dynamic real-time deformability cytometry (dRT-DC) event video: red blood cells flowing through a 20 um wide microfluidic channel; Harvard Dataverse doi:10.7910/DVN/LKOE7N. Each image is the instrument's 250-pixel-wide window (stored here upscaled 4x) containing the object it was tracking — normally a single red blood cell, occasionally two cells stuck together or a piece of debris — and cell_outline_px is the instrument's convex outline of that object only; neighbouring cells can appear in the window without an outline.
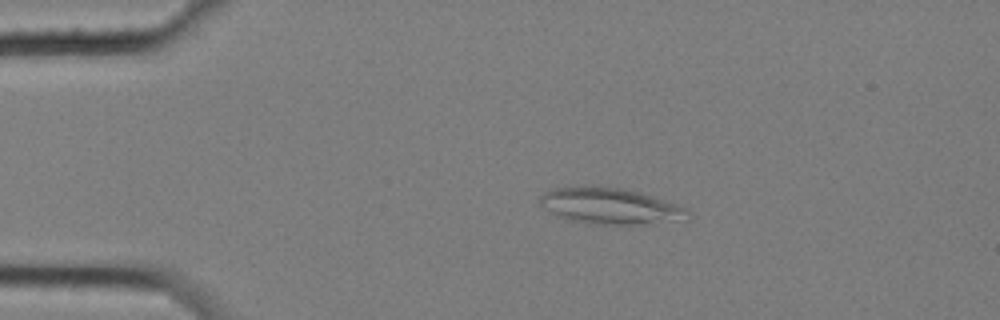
{"species": "common noctule bat (a hibernating species)", "species_latin": "Nyctalus noctula", "temperature_condition": "cold", "stored_images_in_passage": 13, "camera_frame_rate_fps": 3000, "um_per_image_px": 0.085, "animal": {"sex": "female", "body_mass_g": 25.1}, "frame": {"image": 1, "passage_image": 1, "time_ms": 0.0, "image_size_px": [1000, 320], "cell_outline_px": [[688, 220], [644, 224], [588, 224], [568, 220], [552, 212], [540, 204], [540, 196], [544, 192], [556, 188], [620, 188], [640, 192], [676, 204], [684, 208], [688, 212]], "centroid_in_image_um": [51.91, 17.55], "position_along_channel_um": 33.1, "area_um2": 30.35}}
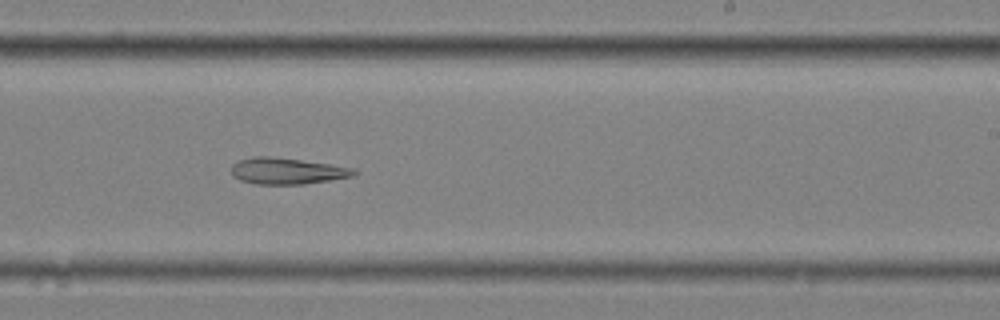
{"frame": {"image": 2, "passage_image": 8, "time_ms": 2.333, "image_size_px": [1000, 320], "cell_outline_px": [[356, 172], [352, 176], [304, 184], [256, 184], [240, 180], [232, 176], [232, 164], [240, 160], [252, 156], [268, 156], [300, 160], [356, 168]], "centroid_in_image_um": [24.36, 14.53], "position_along_channel_um": 264.6, "area_um2": 18.61}}
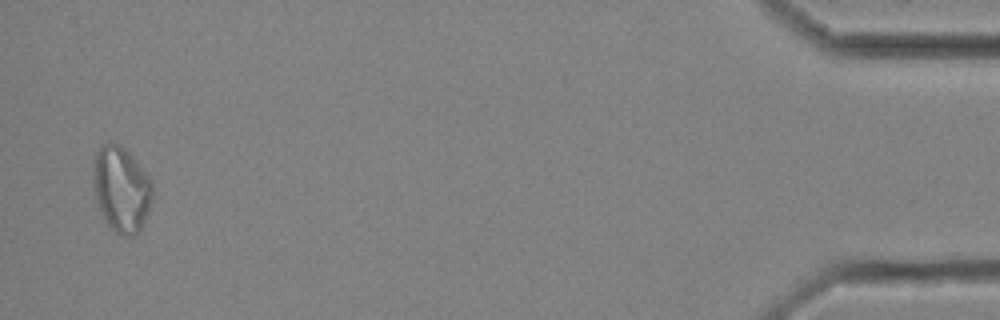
{"frame": {"image": 3, "passage_image": 13, "time_ms": 4.0, "image_size_px": [1000, 320], "cell_outline_px": [[152, 200], [148, 212], [140, 228], [132, 236], [120, 236], [108, 228], [100, 212], [92, 188], [92, 168], [96, 152], [104, 144], [120, 144], [132, 156], [152, 180]], "centroid_in_image_um": [10.28, 16.11], "position_along_channel_um": 424.9, "area_um2": 29.82}}